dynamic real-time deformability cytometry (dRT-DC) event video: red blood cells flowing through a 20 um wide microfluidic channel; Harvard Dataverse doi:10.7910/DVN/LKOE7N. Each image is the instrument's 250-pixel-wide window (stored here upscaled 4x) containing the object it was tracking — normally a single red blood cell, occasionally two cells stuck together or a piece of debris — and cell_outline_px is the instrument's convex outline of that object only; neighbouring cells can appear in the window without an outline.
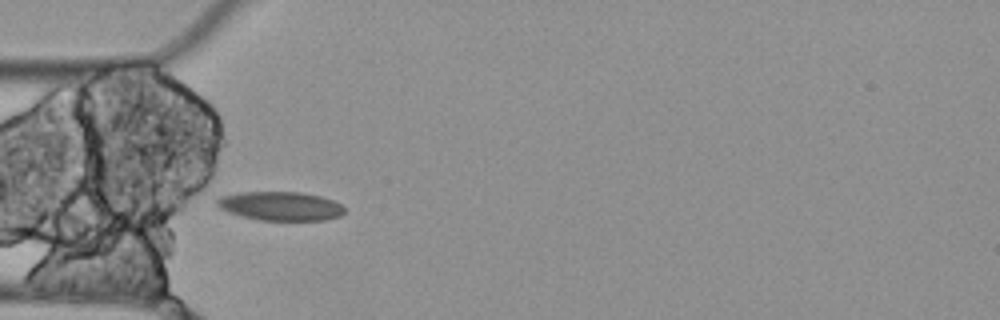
{"species": "Egyptian fruit bat (a non-hibernating species)", "species_latin": "Rousettus aegyptiacus", "temperature_condition": "cold", "stored_images_in_passage": 7, "camera_frame_rate_fps": 3000, "um_per_image_px": 0.085, "animal": {"sex": "female"}, "frame": {"image": 1, "passage_image": 3, "time_ms": 0.667, "image_size_px": [1000, 320], "cell_outline_px": [[344, 212], [340, 216], [324, 220], [260, 220], [240, 216], [228, 212], [220, 208], [216, 204], [216, 200], [220, 196], [240, 192], [300, 192], [320, 196], [332, 200], [340, 204], [344, 208]], "centroid_in_image_um": [23.81, 17.51], "position_along_channel_um": 61.2, "area_um2": 21.44}}
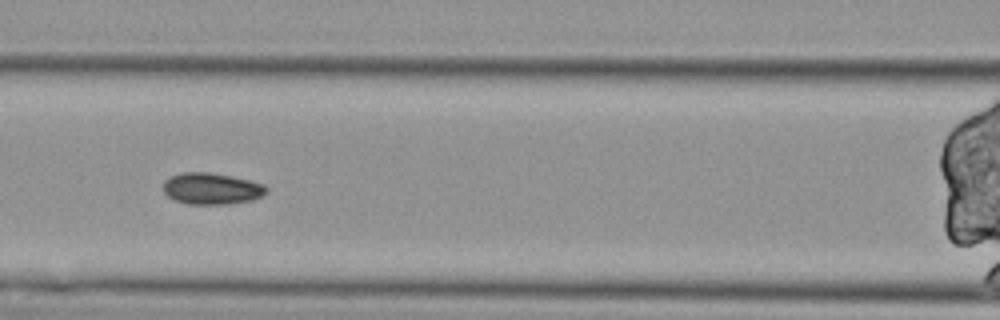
{"frame": {"image": 2, "passage_image": 5, "time_ms": 1.333, "image_size_px": [1000, 320], "cell_outline_px": [[268, 192], [252, 200], [228, 204], [188, 204], [176, 200], [168, 196], [164, 192], [164, 180], [168, 176], [180, 172], [208, 172], [232, 176], [264, 184], [268, 188]], "centroid_in_image_um": [17.97, 16.02], "position_along_channel_um": 148.6, "area_um2": 19.02}}
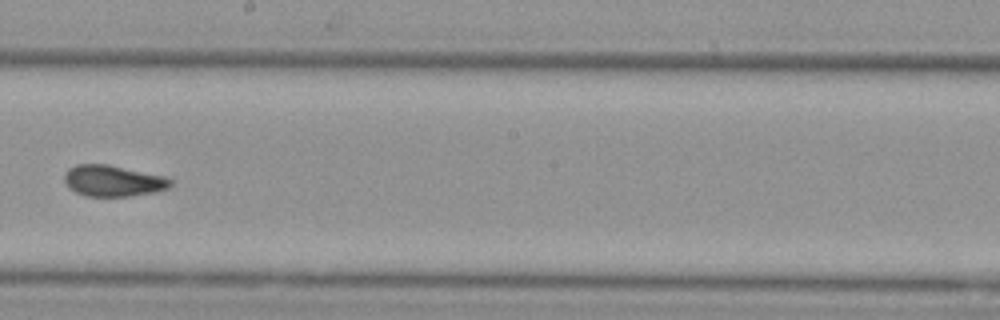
{"frame": {"image": 3, "passage_image": 7, "time_ms": 2.0, "image_size_px": [1000, 320], "cell_outline_px": [[172, 184], [168, 188], [156, 192], [128, 196], [84, 196], [68, 188], [64, 180], [64, 176], [68, 168], [76, 164], [108, 164], [168, 176], [172, 180]], "centroid_in_image_um": [9.63, 15.36], "position_along_channel_um": 238.6, "area_um2": 19.59}}